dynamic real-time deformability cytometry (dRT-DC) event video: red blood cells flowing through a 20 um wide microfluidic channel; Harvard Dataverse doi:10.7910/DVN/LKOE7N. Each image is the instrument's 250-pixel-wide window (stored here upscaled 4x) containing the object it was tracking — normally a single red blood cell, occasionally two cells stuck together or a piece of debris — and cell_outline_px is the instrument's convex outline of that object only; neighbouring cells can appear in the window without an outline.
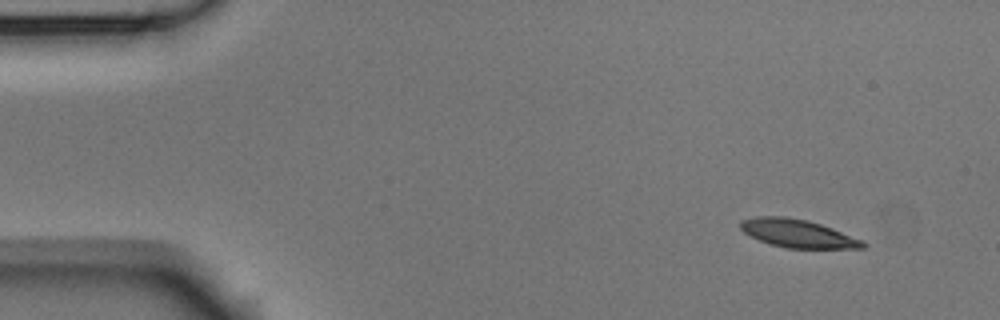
{"species": "Egyptian fruit bat (a non-hibernating species)", "species_latin": "Rousettus aegyptiacus", "temperature_condition": "room temperature", "stored_images_in_passage": 5, "segment_of_instrument_passage": [1, 2], "camera_frame_rate_fps": 3000, "um_per_image_px": 0.085, "animal": {"sex": "male"}, "frame": {"image": 1, "passage_image": 1, "time_ms": 0.0, "image_size_px": [1000, 320], "cell_outline_px": [[868, 244], [864, 248], [784, 248], [760, 240], [744, 232], [740, 228], [740, 220], [756, 216], [788, 216], [808, 220], [832, 228], [864, 240]], "centroid_in_image_um": [67.83, 19.83], "position_along_channel_um": 17.2, "area_um2": 20.11}}
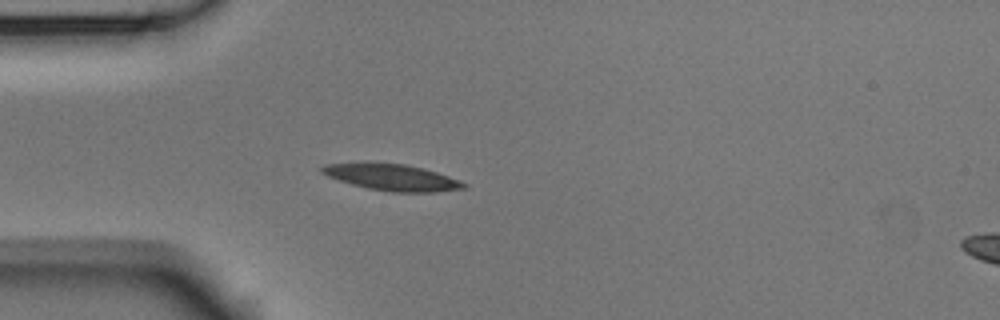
{"frame": {"image": 2, "passage_image": 4, "time_ms": 1.0, "image_size_px": [1000, 320], "cell_outline_px": [[468, 188], [436, 192], [392, 192], [368, 188], [352, 184], [328, 176], [320, 172], [320, 168], [324, 164], [372, 160], [404, 164], [424, 168], [460, 180], [468, 184]], "centroid_in_image_um": [33.29, 15.03], "position_along_channel_um": 51.7, "area_um2": 22.48}}